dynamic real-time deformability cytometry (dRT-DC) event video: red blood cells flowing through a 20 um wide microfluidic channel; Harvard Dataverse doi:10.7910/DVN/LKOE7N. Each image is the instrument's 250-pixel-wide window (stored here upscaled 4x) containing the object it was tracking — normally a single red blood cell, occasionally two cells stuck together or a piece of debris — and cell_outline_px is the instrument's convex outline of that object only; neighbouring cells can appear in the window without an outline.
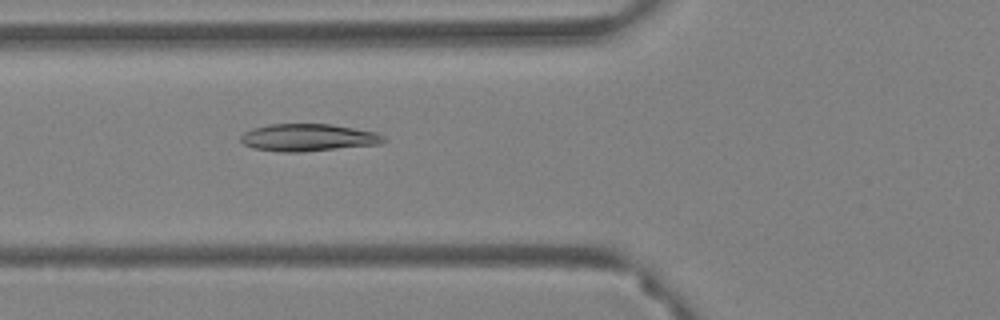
{"species": "Egyptian fruit bat (a non-hibernating species)", "species_latin": "Rousettus aegyptiacus", "temperature_condition": "warm", "stored_images_in_passage": 61, "camera_frame_rate_fps": 3000, "um_per_image_px": 0.085, "animal": {"sex": "female"}, "frame": {"image": 1, "passage_image": 24, "time_ms": 7.667, "image_size_px": [1000, 320], "cell_outline_px": [[388, 140], [380, 144], [300, 152], [280, 152], [252, 148], [244, 144], [240, 140], [240, 136], [244, 132], [252, 128], [268, 124], [332, 124], [376, 132], [384, 136]], "centroid_in_image_um": [26.18, 11.69], "position_along_channel_um": 99.6, "area_um2": 22.89}}
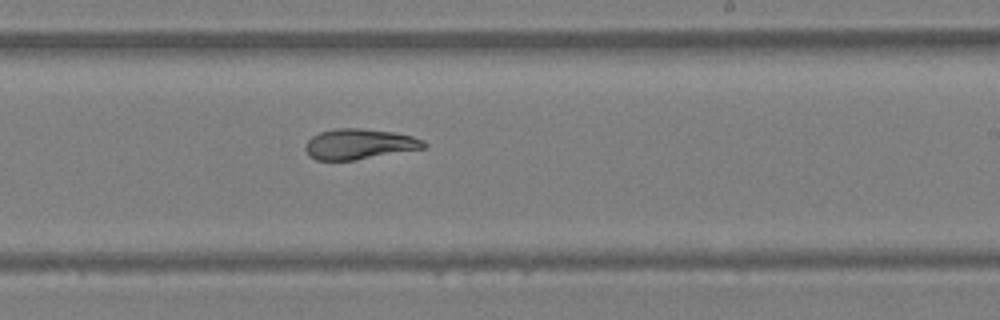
{"frame": {"image": 2, "passage_image": 38, "time_ms": 12.333, "image_size_px": [1000, 320], "cell_outline_px": [[428, 148], [356, 160], [316, 160], [308, 156], [304, 148], [308, 140], [312, 136], [320, 132], [336, 128], [360, 128], [392, 132], [412, 136], [424, 140], [428, 144]], "centroid_in_image_um": [30.57, 12.26], "position_along_channel_um": 258.4, "area_um2": 21.27}}
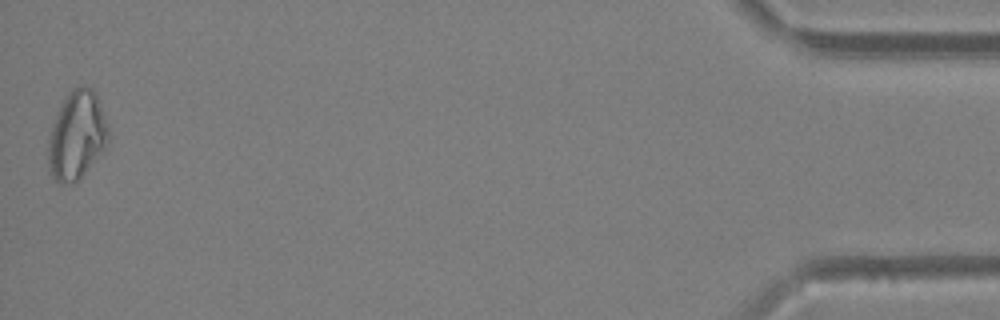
{"frame": {"image": 3, "passage_image": 61, "time_ms": 20.0, "image_size_px": [1000, 320], "cell_outline_px": [[108, 140], [104, 148], [80, 180], [76, 184], [60, 184], [48, 172], [48, 136], [52, 124], [60, 104], [64, 96], [72, 88], [84, 84], [96, 92], [108, 124]], "centroid_in_image_um": [6.5, 11.51], "position_along_channel_um": 428.7, "area_um2": 31.56}, "authors_computed_cell_mechanics": {"area_um2": 24.276, "velocity_mm_per_s": 3.4102, "shape_relaxation_time_tau1_ms": 10.4731, "shape_relaxation_time_tau2_ms": 4.7066, "deformation_change_tau1": 0.2673, "deformation_change_tau2": 0.0931}}